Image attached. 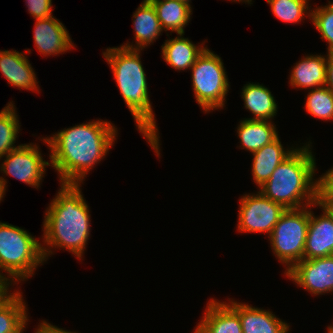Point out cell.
I'll use <instances>...</instances> for the list:
<instances>
[{
    "label": "cell",
    "mask_w": 333,
    "mask_h": 333,
    "mask_svg": "<svg viewBox=\"0 0 333 333\" xmlns=\"http://www.w3.org/2000/svg\"><path fill=\"white\" fill-rule=\"evenodd\" d=\"M322 209L315 215L311 208ZM333 255V215L317 202L310 205V222L304 247V259L322 258Z\"/></svg>",
    "instance_id": "8fae6325"
},
{
    "label": "cell",
    "mask_w": 333,
    "mask_h": 333,
    "mask_svg": "<svg viewBox=\"0 0 333 333\" xmlns=\"http://www.w3.org/2000/svg\"><path fill=\"white\" fill-rule=\"evenodd\" d=\"M179 1L185 2V3H187L189 6H191V0H179Z\"/></svg>",
    "instance_id": "8d00e7d4"
},
{
    "label": "cell",
    "mask_w": 333,
    "mask_h": 333,
    "mask_svg": "<svg viewBox=\"0 0 333 333\" xmlns=\"http://www.w3.org/2000/svg\"><path fill=\"white\" fill-rule=\"evenodd\" d=\"M311 9V22L328 44L326 53H333V2Z\"/></svg>",
    "instance_id": "4316f807"
},
{
    "label": "cell",
    "mask_w": 333,
    "mask_h": 333,
    "mask_svg": "<svg viewBox=\"0 0 333 333\" xmlns=\"http://www.w3.org/2000/svg\"><path fill=\"white\" fill-rule=\"evenodd\" d=\"M317 203H333V167L317 178Z\"/></svg>",
    "instance_id": "83f0119b"
},
{
    "label": "cell",
    "mask_w": 333,
    "mask_h": 333,
    "mask_svg": "<svg viewBox=\"0 0 333 333\" xmlns=\"http://www.w3.org/2000/svg\"><path fill=\"white\" fill-rule=\"evenodd\" d=\"M277 166L259 191L285 209H297L317 202L316 158L309 140Z\"/></svg>",
    "instance_id": "277c9868"
},
{
    "label": "cell",
    "mask_w": 333,
    "mask_h": 333,
    "mask_svg": "<svg viewBox=\"0 0 333 333\" xmlns=\"http://www.w3.org/2000/svg\"><path fill=\"white\" fill-rule=\"evenodd\" d=\"M309 222L310 206L286 209L268 237L274 256L285 264L284 274L304 259Z\"/></svg>",
    "instance_id": "52a82bcc"
},
{
    "label": "cell",
    "mask_w": 333,
    "mask_h": 333,
    "mask_svg": "<svg viewBox=\"0 0 333 333\" xmlns=\"http://www.w3.org/2000/svg\"><path fill=\"white\" fill-rule=\"evenodd\" d=\"M117 135L111 121L97 119L40 139L50 150V166L59 174V183L82 185L89 171L113 148Z\"/></svg>",
    "instance_id": "6da1fadb"
},
{
    "label": "cell",
    "mask_w": 333,
    "mask_h": 333,
    "mask_svg": "<svg viewBox=\"0 0 333 333\" xmlns=\"http://www.w3.org/2000/svg\"><path fill=\"white\" fill-rule=\"evenodd\" d=\"M155 8L162 29L173 33H185L191 20L192 7L179 0H149Z\"/></svg>",
    "instance_id": "603a6c76"
},
{
    "label": "cell",
    "mask_w": 333,
    "mask_h": 333,
    "mask_svg": "<svg viewBox=\"0 0 333 333\" xmlns=\"http://www.w3.org/2000/svg\"><path fill=\"white\" fill-rule=\"evenodd\" d=\"M236 128L241 144L239 148L250 153L258 151L279 136L274 122L268 120L241 119Z\"/></svg>",
    "instance_id": "7402d4cb"
},
{
    "label": "cell",
    "mask_w": 333,
    "mask_h": 333,
    "mask_svg": "<svg viewBox=\"0 0 333 333\" xmlns=\"http://www.w3.org/2000/svg\"><path fill=\"white\" fill-rule=\"evenodd\" d=\"M19 117L13 101L0 111V158L18 148L15 142L20 132Z\"/></svg>",
    "instance_id": "cb8c5ba5"
},
{
    "label": "cell",
    "mask_w": 333,
    "mask_h": 333,
    "mask_svg": "<svg viewBox=\"0 0 333 333\" xmlns=\"http://www.w3.org/2000/svg\"><path fill=\"white\" fill-rule=\"evenodd\" d=\"M7 179H5L4 177L0 176V203L3 200V198L5 197V193H6V188H7Z\"/></svg>",
    "instance_id": "1f68e13d"
},
{
    "label": "cell",
    "mask_w": 333,
    "mask_h": 333,
    "mask_svg": "<svg viewBox=\"0 0 333 333\" xmlns=\"http://www.w3.org/2000/svg\"><path fill=\"white\" fill-rule=\"evenodd\" d=\"M45 262L39 239L23 228L0 221V282L5 287L28 280Z\"/></svg>",
    "instance_id": "5b68a950"
},
{
    "label": "cell",
    "mask_w": 333,
    "mask_h": 333,
    "mask_svg": "<svg viewBox=\"0 0 333 333\" xmlns=\"http://www.w3.org/2000/svg\"><path fill=\"white\" fill-rule=\"evenodd\" d=\"M325 86L333 93V53H327V76Z\"/></svg>",
    "instance_id": "4dcf8cb0"
},
{
    "label": "cell",
    "mask_w": 333,
    "mask_h": 333,
    "mask_svg": "<svg viewBox=\"0 0 333 333\" xmlns=\"http://www.w3.org/2000/svg\"><path fill=\"white\" fill-rule=\"evenodd\" d=\"M278 136L274 141L252 153L251 174L253 182L261 187L272 175L277 166L281 164L296 147L285 149Z\"/></svg>",
    "instance_id": "d6986e66"
},
{
    "label": "cell",
    "mask_w": 333,
    "mask_h": 333,
    "mask_svg": "<svg viewBox=\"0 0 333 333\" xmlns=\"http://www.w3.org/2000/svg\"><path fill=\"white\" fill-rule=\"evenodd\" d=\"M141 51L122 46L109 47L102 52L109 64L121 97L144 139L160 157V136L148 91L146 73L141 62Z\"/></svg>",
    "instance_id": "3957f363"
},
{
    "label": "cell",
    "mask_w": 333,
    "mask_h": 333,
    "mask_svg": "<svg viewBox=\"0 0 333 333\" xmlns=\"http://www.w3.org/2000/svg\"><path fill=\"white\" fill-rule=\"evenodd\" d=\"M46 209L43 221L42 251L45 261L54 249L69 251L83 260L91 233L90 208L81 184L60 183V188Z\"/></svg>",
    "instance_id": "7a4b0ae2"
},
{
    "label": "cell",
    "mask_w": 333,
    "mask_h": 333,
    "mask_svg": "<svg viewBox=\"0 0 333 333\" xmlns=\"http://www.w3.org/2000/svg\"><path fill=\"white\" fill-rule=\"evenodd\" d=\"M305 101V110L311 116L320 120H333V93L321 86L308 90Z\"/></svg>",
    "instance_id": "484cf974"
},
{
    "label": "cell",
    "mask_w": 333,
    "mask_h": 333,
    "mask_svg": "<svg viewBox=\"0 0 333 333\" xmlns=\"http://www.w3.org/2000/svg\"><path fill=\"white\" fill-rule=\"evenodd\" d=\"M312 296L333 292V255L303 259L284 275Z\"/></svg>",
    "instance_id": "30bf717a"
},
{
    "label": "cell",
    "mask_w": 333,
    "mask_h": 333,
    "mask_svg": "<svg viewBox=\"0 0 333 333\" xmlns=\"http://www.w3.org/2000/svg\"><path fill=\"white\" fill-rule=\"evenodd\" d=\"M27 58L25 52L0 50V71L9 85L39 93V81Z\"/></svg>",
    "instance_id": "5bb4252c"
},
{
    "label": "cell",
    "mask_w": 333,
    "mask_h": 333,
    "mask_svg": "<svg viewBox=\"0 0 333 333\" xmlns=\"http://www.w3.org/2000/svg\"><path fill=\"white\" fill-rule=\"evenodd\" d=\"M319 205L326 207L329 212L333 215V203H318Z\"/></svg>",
    "instance_id": "d6a6232c"
},
{
    "label": "cell",
    "mask_w": 333,
    "mask_h": 333,
    "mask_svg": "<svg viewBox=\"0 0 333 333\" xmlns=\"http://www.w3.org/2000/svg\"><path fill=\"white\" fill-rule=\"evenodd\" d=\"M193 333H243L239 315L226 303L210 298Z\"/></svg>",
    "instance_id": "9a60e30c"
},
{
    "label": "cell",
    "mask_w": 333,
    "mask_h": 333,
    "mask_svg": "<svg viewBox=\"0 0 333 333\" xmlns=\"http://www.w3.org/2000/svg\"><path fill=\"white\" fill-rule=\"evenodd\" d=\"M5 288L0 293V333H24L28 323V309L21 290Z\"/></svg>",
    "instance_id": "2e32d148"
},
{
    "label": "cell",
    "mask_w": 333,
    "mask_h": 333,
    "mask_svg": "<svg viewBox=\"0 0 333 333\" xmlns=\"http://www.w3.org/2000/svg\"><path fill=\"white\" fill-rule=\"evenodd\" d=\"M34 333H78V332L70 330L68 331L63 328H59L58 326L53 325L47 322L46 320H42L39 323L38 327L35 328Z\"/></svg>",
    "instance_id": "f546056e"
},
{
    "label": "cell",
    "mask_w": 333,
    "mask_h": 333,
    "mask_svg": "<svg viewBox=\"0 0 333 333\" xmlns=\"http://www.w3.org/2000/svg\"><path fill=\"white\" fill-rule=\"evenodd\" d=\"M228 301L225 302L239 315L243 333H289L290 325L270 309L253 307L230 298Z\"/></svg>",
    "instance_id": "4fadbf2b"
},
{
    "label": "cell",
    "mask_w": 333,
    "mask_h": 333,
    "mask_svg": "<svg viewBox=\"0 0 333 333\" xmlns=\"http://www.w3.org/2000/svg\"><path fill=\"white\" fill-rule=\"evenodd\" d=\"M5 285L0 282V293L5 289Z\"/></svg>",
    "instance_id": "d590c367"
},
{
    "label": "cell",
    "mask_w": 333,
    "mask_h": 333,
    "mask_svg": "<svg viewBox=\"0 0 333 333\" xmlns=\"http://www.w3.org/2000/svg\"><path fill=\"white\" fill-rule=\"evenodd\" d=\"M190 70L194 97L203 112L223 109L230 82L222 58L206 47Z\"/></svg>",
    "instance_id": "8992f818"
},
{
    "label": "cell",
    "mask_w": 333,
    "mask_h": 333,
    "mask_svg": "<svg viewBox=\"0 0 333 333\" xmlns=\"http://www.w3.org/2000/svg\"><path fill=\"white\" fill-rule=\"evenodd\" d=\"M33 30L35 47L43 57L64 54L75 45L64 24L54 16L36 20Z\"/></svg>",
    "instance_id": "7c38bea8"
},
{
    "label": "cell",
    "mask_w": 333,
    "mask_h": 333,
    "mask_svg": "<svg viewBox=\"0 0 333 333\" xmlns=\"http://www.w3.org/2000/svg\"><path fill=\"white\" fill-rule=\"evenodd\" d=\"M0 158V172L14 177L23 183L38 189L41 187L43 176L50 166V161L44 160L41 150L36 143L20 144V146Z\"/></svg>",
    "instance_id": "9c48e42d"
},
{
    "label": "cell",
    "mask_w": 333,
    "mask_h": 333,
    "mask_svg": "<svg viewBox=\"0 0 333 333\" xmlns=\"http://www.w3.org/2000/svg\"><path fill=\"white\" fill-rule=\"evenodd\" d=\"M327 333H333V324L327 326Z\"/></svg>",
    "instance_id": "e575fe53"
},
{
    "label": "cell",
    "mask_w": 333,
    "mask_h": 333,
    "mask_svg": "<svg viewBox=\"0 0 333 333\" xmlns=\"http://www.w3.org/2000/svg\"><path fill=\"white\" fill-rule=\"evenodd\" d=\"M29 14L35 20L52 17V0H25Z\"/></svg>",
    "instance_id": "f1b7e54d"
},
{
    "label": "cell",
    "mask_w": 333,
    "mask_h": 333,
    "mask_svg": "<svg viewBox=\"0 0 333 333\" xmlns=\"http://www.w3.org/2000/svg\"><path fill=\"white\" fill-rule=\"evenodd\" d=\"M266 2L271 7L272 14L282 22L299 24L305 17L311 19L309 0H266Z\"/></svg>",
    "instance_id": "d4e9b609"
},
{
    "label": "cell",
    "mask_w": 333,
    "mask_h": 333,
    "mask_svg": "<svg viewBox=\"0 0 333 333\" xmlns=\"http://www.w3.org/2000/svg\"><path fill=\"white\" fill-rule=\"evenodd\" d=\"M229 1H232V2H242V3H246V4H252V0H229Z\"/></svg>",
    "instance_id": "836d02e7"
},
{
    "label": "cell",
    "mask_w": 333,
    "mask_h": 333,
    "mask_svg": "<svg viewBox=\"0 0 333 333\" xmlns=\"http://www.w3.org/2000/svg\"><path fill=\"white\" fill-rule=\"evenodd\" d=\"M244 107L254 115L248 120L272 121L278 112V105L272 92L263 84L248 82L241 89Z\"/></svg>",
    "instance_id": "44dd1931"
},
{
    "label": "cell",
    "mask_w": 333,
    "mask_h": 333,
    "mask_svg": "<svg viewBox=\"0 0 333 333\" xmlns=\"http://www.w3.org/2000/svg\"><path fill=\"white\" fill-rule=\"evenodd\" d=\"M237 231L239 233H265L269 237L282 213L286 210L260 191L244 194L239 200Z\"/></svg>",
    "instance_id": "ba28073f"
},
{
    "label": "cell",
    "mask_w": 333,
    "mask_h": 333,
    "mask_svg": "<svg viewBox=\"0 0 333 333\" xmlns=\"http://www.w3.org/2000/svg\"><path fill=\"white\" fill-rule=\"evenodd\" d=\"M132 16L135 43L126 41L121 46L143 50L154 43L164 30L157 18L155 8L149 0H143Z\"/></svg>",
    "instance_id": "e0dca14e"
},
{
    "label": "cell",
    "mask_w": 333,
    "mask_h": 333,
    "mask_svg": "<svg viewBox=\"0 0 333 333\" xmlns=\"http://www.w3.org/2000/svg\"><path fill=\"white\" fill-rule=\"evenodd\" d=\"M183 33H177L175 38L169 37L161 45V54L164 62L174 68L176 71L190 70L196 62L197 57L208 46L202 44L196 45L188 38H184Z\"/></svg>",
    "instance_id": "ffe728a7"
},
{
    "label": "cell",
    "mask_w": 333,
    "mask_h": 333,
    "mask_svg": "<svg viewBox=\"0 0 333 333\" xmlns=\"http://www.w3.org/2000/svg\"><path fill=\"white\" fill-rule=\"evenodd\" d=\"M327 55H305L292 67L289 84L294 88L310 90L326 85Z\"/></svg>",
    "instance_id": "ac0fdd59"
}]
</instances>
